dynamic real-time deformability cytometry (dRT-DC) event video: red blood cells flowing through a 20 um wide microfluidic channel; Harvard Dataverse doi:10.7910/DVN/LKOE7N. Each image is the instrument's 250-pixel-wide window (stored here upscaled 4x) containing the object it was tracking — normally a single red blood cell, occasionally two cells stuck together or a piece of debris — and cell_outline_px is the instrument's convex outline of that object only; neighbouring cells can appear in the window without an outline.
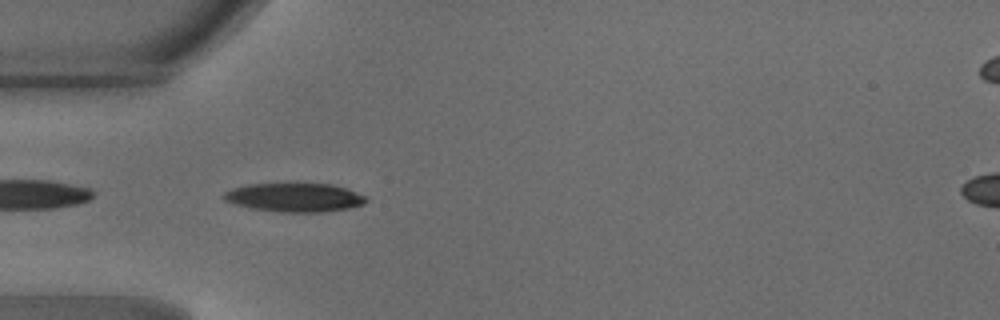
{"species": "common noctule bat (a hibernating species)", "species_latin": "Nyctalus noctula", "temperature_condition": "warm", "stored_images_in_passage": 34, "camera_frame_rate_fps": 3000, "um_per_image_px": 0.085, "animal": {"sex": "male", "body_mass_g": 18.8}, "frame": {"image": 1, "passage_image": 1, "time_ms": 0.0, "image_size_px": [1000, 320], "cell_outline_px": [[368, 200], [364, 204], [348, 208], [324, 212], [280, 212], [252, 208], [236, 204], [224, 200], [220, 196], [224, 192], [232, 188], [248, 184], [332, 184], [348, 188], [368, 196]], "centroid_in_image_um": [25.07, 16.78], "position_along_channel_um": 59.9, "area_um2": 23.99}}
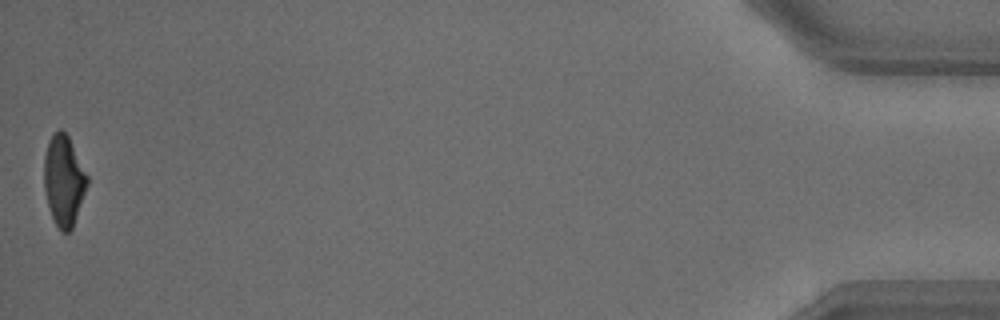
{"frame": {"image": 2, "passage_image": 34, "time_ms": 11.0, "image_size_px": [1000, 320], "cell_outline_px": [[88, 184], [72, 228], [68, 232], [60, 232], [52, 216], [48, 204], [44, 188], [44, 156], [48, 140], [52, 132], [60, 128], [68, 136], [88, 176]], "centroid_in_image_um": [5.41, 15.31], "position_along_channel_um": 429.8, "area_um2": 22.66}, "authors_computed_cell_mechanics": {"area_um2": 24.1026, "velocity_mm_per_s": 4.2344, "shape_relaxation_time_tau1_ms": 3.0648, "shape_relaxation_time_tau2_ms": 2.0964, "deformation_change_tau1": 0.1587, "deformation_change_tau2": 0.0936}}